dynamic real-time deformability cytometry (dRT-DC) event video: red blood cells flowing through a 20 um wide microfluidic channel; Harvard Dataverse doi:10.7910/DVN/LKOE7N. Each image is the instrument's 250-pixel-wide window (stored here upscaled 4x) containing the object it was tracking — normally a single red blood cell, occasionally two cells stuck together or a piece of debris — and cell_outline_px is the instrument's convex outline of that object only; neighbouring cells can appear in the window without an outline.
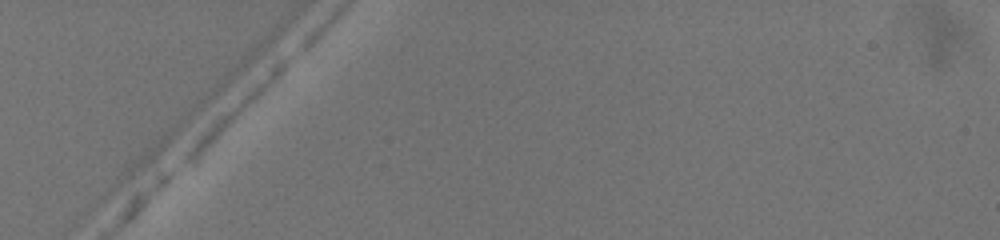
{"species": "common noctule bat (a hibernating species)", "species_latin": "Nyctalus noctula", "temperature_condition": "warm", "stored_images_in_passage": 4, "camera_frame_rate_fps": 3000, "um_per_image_px": 0.085, "animal": {"sex": "female", "body_mass_g": 19.5, "forearm_length_mm": 54.1}, "frame": {"image": 1, "passage_image": 1, "time_ms": 0.0, "image_size_px": [1000, 240], "cell_outline_px": [[292, 56], [288, 64], [260, 92], [208, 140], [184, 160], [184, 152], [196, 136], [220, 112], [280, 56], [292, 52]], "centroid_in_image_um": [20.28, 8.78], "position_along_channel_um": 64.7, "area_um2": 12.02}}